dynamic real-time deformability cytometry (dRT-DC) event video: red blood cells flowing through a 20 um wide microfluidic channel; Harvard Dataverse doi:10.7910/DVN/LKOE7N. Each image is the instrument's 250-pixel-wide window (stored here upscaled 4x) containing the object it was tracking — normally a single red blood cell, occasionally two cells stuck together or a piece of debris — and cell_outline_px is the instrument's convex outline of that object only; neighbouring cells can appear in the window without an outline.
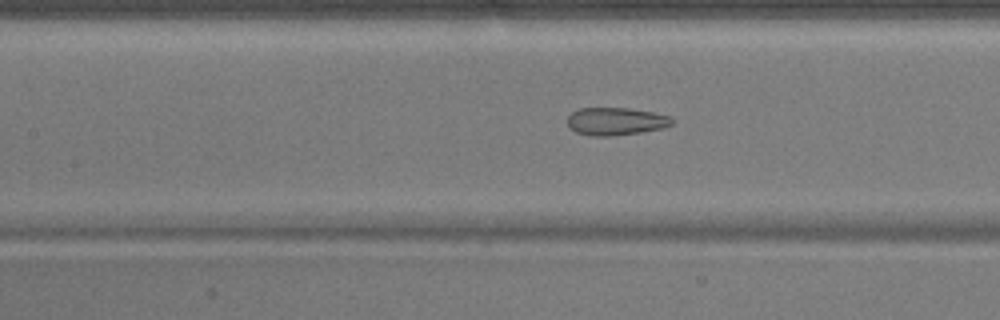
{"species": "common noctule bat (a hibernating species)", "species_latin": "Nyctalus noctula", "temperature_condition": "warm", "stored_images_in_passage": 42, "camera_frame_rate_fps": 3000, "um_per_image_px": 0.085, "animal": {"sex": "male", "body_mass_g": 17.9}, "frame": {"image": 1, "passage_image": 23, "time_ms": 7.333, "image_size_px": [1000, 320], "cell_outline_px": [[672, 124], [664, 128], [640, 132], [612, 136], [592, 136], [576, 132], [568, 128], [568, 116], [572, 112], [580, 108], [628, 108], [652, 112], [668, 116], [672, 120]], "centroid_in_image_um": [52.3, 10.32], "position_along_channel_um": 155.1, "area_um2": 16.82}}
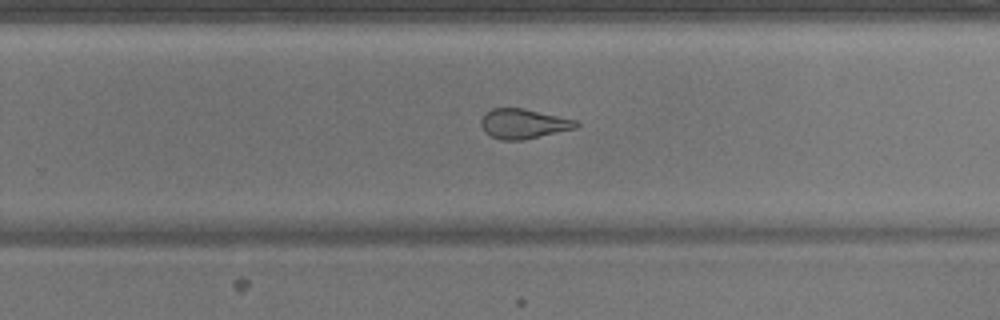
{"frame": {"image": 2, "passage_image": 33, "time_ms": 10.667, "image_size_px": [1000, 320], "cell_outline_px": [[580, 124], [576, 128], [524, 140], [500, 140], [484, 132], [480, 124], [480, 120], [492, 108], [524, 108], [576, 120]], "centroid_in_image_um": [44.49, 10.52], "position_along_channel_um": 285.3, "area_um2": 16.47}}
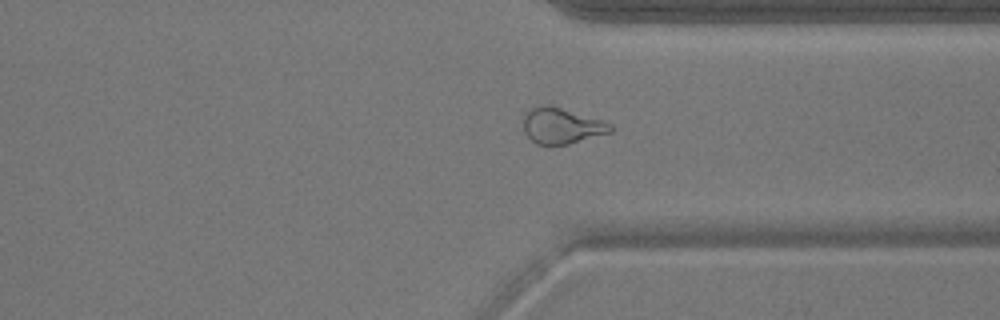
{"frame": {"image": 3, "passage_image": 39, "time_ms": 12.667, "image_size_px": [1000, 320], "cell_outline_px": [[612, 132], [568, 144], [536, 144], [524, 132], [524, 112], [540, 104], [548, 104], [600, 120], [612, 124]], "centroid_in_image_um": [47.71, 10.68], "position_along_channel_um": 363.7, "area_um2": 17.98}}